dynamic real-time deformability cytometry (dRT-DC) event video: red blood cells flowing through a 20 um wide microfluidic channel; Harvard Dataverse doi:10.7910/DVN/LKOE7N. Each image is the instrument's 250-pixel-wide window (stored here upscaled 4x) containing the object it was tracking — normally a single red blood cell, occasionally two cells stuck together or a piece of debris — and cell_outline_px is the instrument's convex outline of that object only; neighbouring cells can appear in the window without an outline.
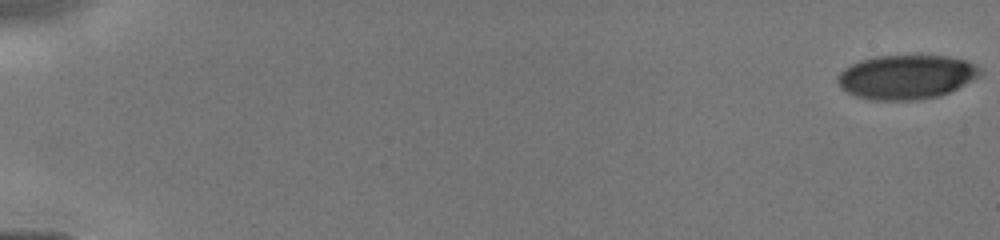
{"species": "human", "species_latin": "Homo sapiens", "temperature_condition": "cold", "stored_images_in_passage": 18, "camera_frame_rate_fps": 3000, "um_per_image_px": 0.085, "donor": {"sex": "male"}, "frame": {"image": 1, "passage_image": 1, "time_ms": 0.0, "image_size_px": [1000, 240], "cell_outline_px": [[980, 72], [976, 76], [964, 84], [940, 96], [920, 100], [872, 100], [856, 96], [840, 88], [836, 80], [836, 76], [844, 68], [860, 60], [876, 56], [948, 56], [964, 60], [976, 64], [980, 68]], "centroid_in_image_um": [76.98, 6.55], "position_along_channel_um": 8.0, "area_um2": 36.53}}
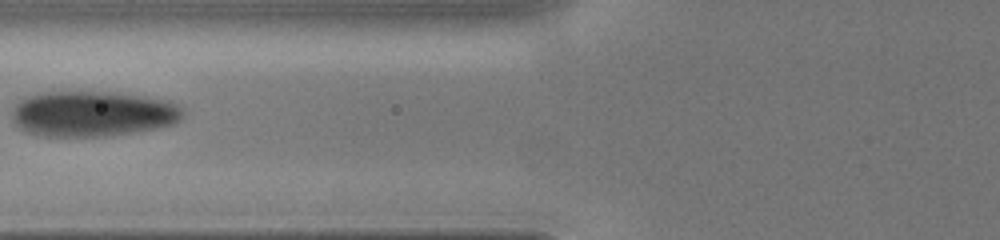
{"frame": {"image": 2, "passage_image": 11, "time_ms": 6.667, "image_size_px": [1000, 240], "cell_outline_px": [[184, 116], [176, 124], [156, 128], [108, 136], [44, 136], [24, 132], [16, 128], [12, 120], [12, 108], [20, 100], [28, 96], [40, 92], [116, 92], [172, 100], [180, 104], [184, 108]], "centroid_in_image_um": [7.9, 9.66], "position_along_channel_um": 117.9, "area_um2": 46.12}}
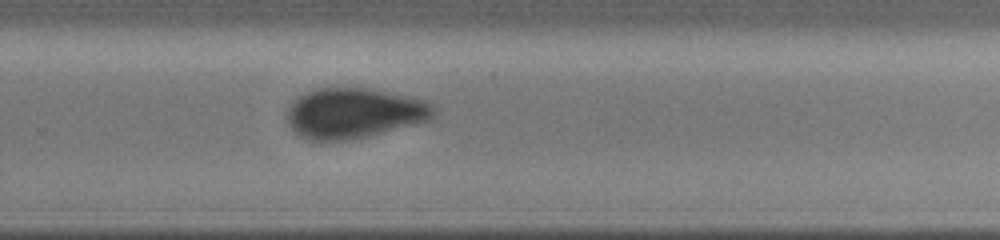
{"frame": {"image": 3, "passage_image": 18, "time_ms": 10.667, "image_size_px": [1000, 240], "cell_outline_px": [[436, 116], [432, 120], [368, 136], [348, 140], [312, 140], [300, 136], [288, 124], [284, 116], [284, 112], [300, 96], [316, 88], [372, 88], [412, 96], [428, 100], [436, 104]], "centroid_in_image_um": [30.18, 9.6], "position_along_channel_um": 299.6, "area_um2": 43.58}}